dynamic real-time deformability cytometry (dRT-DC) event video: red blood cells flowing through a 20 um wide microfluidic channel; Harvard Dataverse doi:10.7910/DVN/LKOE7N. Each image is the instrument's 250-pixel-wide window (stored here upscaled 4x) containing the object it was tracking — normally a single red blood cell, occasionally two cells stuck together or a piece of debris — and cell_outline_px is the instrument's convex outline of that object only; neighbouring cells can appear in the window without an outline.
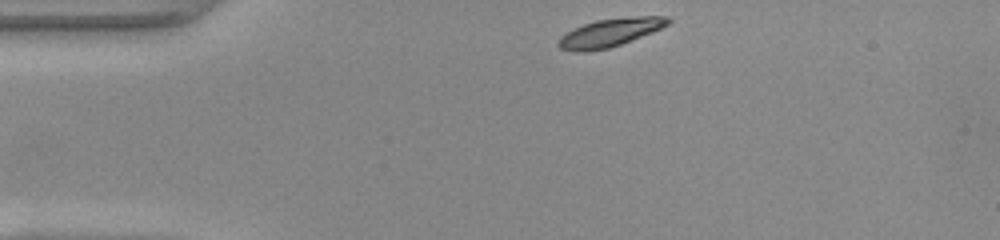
{"species": "common noctule bat (a hibernating species)", "species_latin": "Nyctalus noctula", "temperature_condition": "warm", "stored_images_in_passage": 41, "camera_frame_rate_fps": 3000, "um_per_image_px": 0.085, "animal": {"sex": "female", "body_mass_g": 22.0, "forearm_length_mm": 56.7}, "frame": {"image": 1, "passage_image": 1, "time_ms": 0.0, "image_size_px": [1000, 240], "cell_outline_px": [[672, 20], [668, 24], [652, 32], [620, 44], [608, 48], [588, 52], [576, 52], [560, 48], [556, 44], [560, 36], [584, 24], [596, 20], [636, 16], [668, 16]], "centroid_in_image_um": [51.83, 2.78], "position_along_channel_um": 33.2, "area_um2": 17.8}}
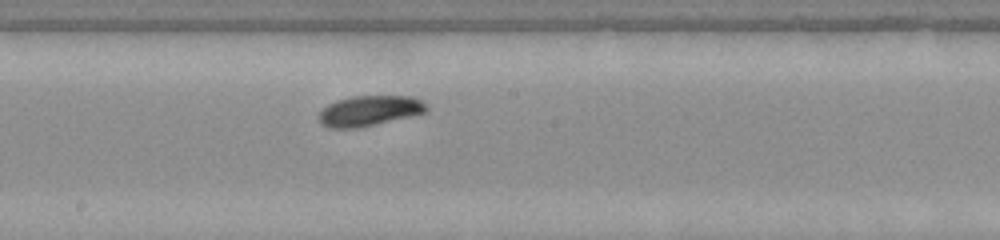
{"frame": {"image": 2, "passage_image": 18, "time_ms": 5.667, "image_size_px": [1000, 240], "cell_outline_px": [[428, 108], [424, 112], [408, 116], [356, 128], [328, 128], [320, 124], [316, 116], [328, 104], [336, 100], [352, 96], [412, 96], [420, 100]], "centroid_in_image_um": [31.3, 9.41], "position_along_channel_um": 216.9, "area_um2": 18.79}}
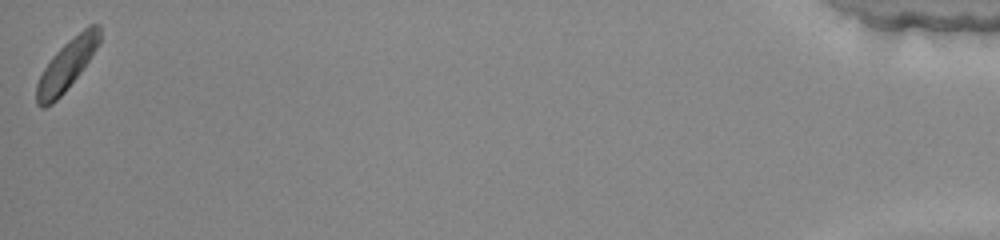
{"frame": {"image": 3, "passage_image": 41, "time_ms": 13.333, "image_size_px": [1000, 240], "cell_outline_px": [[100, 44], [80, 72], [64, 92], [52, 104], [44, 108], [40, 108], [36, 104], [36, 84], [44, 68], [52, 56], [68, 40], [88, 24], [100, 24]], "centroid_in_image_um": [5.67, 5.52], "position_along_channel_um": 429.5, "area_um2": 18.44}, "authors_computed_cell_mechanics": {"area_um2": 18.5538, "velocity_mm_per_s": 4.0518, "shape_relaxation_time_tau1_ms": 1.2134, "shape_relaxation_time_tau2_ms": null, "deformation_change_tau1": 0.0682, "deformation_change_tau2": null}}